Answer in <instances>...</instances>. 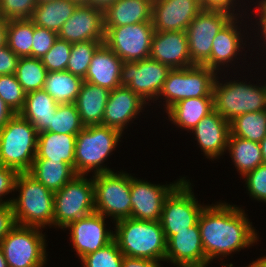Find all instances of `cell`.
<instances>
[{
    "instance_id": "obj_1",
    "label": "cell",
    "mask_w": 266,
    "mask_h": 267,
    "mask_svg": "<svg viewBox=\"0 0 266 267\" xmlns=\"http://www.w3.org/2000/svg\"><path fill=\"white\" fill-rule=\"evenodd\" d=\"M245 216L241 208L227 203L203 208L197 223L208 263L214 257H225L257 241V234Z\"/></svg>"
},
{
    "instance_id": "obj_2",
    "label": "cell",
    "mask_w": 266,
    "mask_h": 267,
    "mask_svg": "<svg viewBox=\"0 0 266 267\" xmlns=\"http://www.w3.org/2000/svg\"><path fill=\"white\" fill-rule=\"evenodd\" d=\"M115 223L114 240L124 256L165 260L167 239L160 221L125 218Z\"/></svg>"
},
{
    "instance_id": "obj_3",
    "label": "cell",
    "mask_w": 266,
    "mask_h": 267,
    "mask_svg": "<svg viewBox=\"0 0 266 267\" xmlns=\"http://www.w3.org/2000/svg\"><path fill=\"white\" fill-rule=\"evenodd\" d=\"M15 189H20L19 198L12 206L17 225L43 228L53 224L54 192L44 187L28 172H19Z\"/></svg>"
},
{
    "instance_id": "obj_4",
    "label": "cell",
    "mask_w": 266,
    "mask_h": 267,
    "mask_svg": "<svg viewBox=\"0 0 266 267\" xmlns=\"http://www.w3.org/2000/svg\"><path fill=\"white\" fill-rule=\"evenodd\" d=\"M38 132L19 113L0 129V164L28 172L36 157Z\"/></svg>"
},
{
    "instance_id": "obj_5",
    "label": "cell",
    "mask_w": 266,
    "mask_h": 267,
    "mask_svg": "<svg viewBox=\"0 0 266 267\" xmlns=\"http://www.w3.org/2000/svg\"><path fill=\"white\" fill-rule=\"evenodd\" d=\"M121 134L120 131L102 124L84 127L76 135L75 173L85 175L94 169V174L113 172L100 164L115 149Z\"/></svg>"
},
{
    "instance_id": "obj_6",
    "label": "cell",
    "mask_w": 266,
    "mask_h": 267,
    "mask_svg": "<svg viewBox=\"0 0 266 267\" xmlns=\"http://www.w3.org/2000/svg\"><path fill=\"white\" fill-rule=\"evenodd\" d=\"M216 73L205 65L171 69L159 93L166 100V111L181 100L213 97Z\"/></svg>"
},
{
    "instance_id": "obj_7",
    "label": "cell",
    "mask_w": 266,
    "mask_h": 267,
    "mask_svg": "<svg viewBox=\"0 0 266 267\" xmlns=\"http://www.w3.org/2000/svg\"><path fill=\"white\" fill-rule=\"evenodd\" d=\"M213 85L214 110L228 122L239 115L266 110V84L257 87L245 82L219 83Z\"/></svg>"
},
{
    "instance_id": "obj_8",
    "label": "cell",
    "mask_w": 266,
    "mask_h": 267,
    "mask_svg": "<svg viewBox=\"0 0 266 267\" xmlns=\"http://www.w3.org/2000/svg\"><path fill=\"white\" fill-rule=\"evenodd\" d=\"M95 212L93 179L75 175L61 190L54 192L53 225L62 229L69 223Z\"/></svg>"
},
{
    "instance_id": "obj_9",
    "label": "cell",
    "mask_w": 266,
    "mask_h": 267,
    "mask_svg": "<svg viewBox=\"0 0 266 267\" xmlns=\"http://www.w3.org/2000/svg\"><path fill=\"white\" fill-rule=\"evenodd\" d=\"M95 212L118 221L131 218V176L126 173H98L93 176Z\"/></svg>"
},
{
    "instance_id": "obj_10",
    "label": "cell",
    "mask_w": 266,
    "mask_h": 267,
    "mask_svg": "<svg viewBox=\"0 0 266 267\" xmlns=\"http://www.w3.org/2000/svg\"><path fill=\"white\" fill-rule=\"evenodd\" d=\"M45 239L39 228L16 225L1 241L8 267H43Z\"/></svg>"
},
{
    "instance_id": "obj_11",
    "label": "cell",
    "mask_w": 266,
    "mask_h": 267,
    "mask_svg": "<svg viewBox=\"0 0 266 267\" xmlns=\"http://www.w3.org/2000/svg\"><path fill=\"white\" fill-rule=\"evenodd\" d=\"M190 185L183 179L164 201L160 223L167 240L177 231L194 226L204 208L196 201Z\"/></svg>"
},
{
    "instance_id": "obj_12",
    "label": "cell",
    "mask_w": 266,
    "mask_h": 267,
    "mask_svg": "<svg viewBox=\"0 0 266 267\" xmlns=\"http://www.w3.org/2000/svg\"><path fill=\"white\" fill-rule=\"evenodd\" d=\"M155 33L152 22L105 27L104 43L123 61H140L150 56Z\"/></svg>"
},
{
    "instance_id": "obj_13",
    "label": "cell",
    "mask_w": 266,
    "mask_h": 267,
    "mask_svg": "<svg viewBox=\"0 0 266 267\" xmlns=\"http://www.w3.org/2000/svg\"><path fill=\"white\" fill-rule=\"evenodd\" d=\"M223 10L203 9L185 30L193 64L202 65L211 55L212 41L234 17Z\"/></svg>"
},
{
    "instance_id": "obj_14",
    "label": "cell",
    "mask_w": 266,
    "mask_h": 267,
    "mask_svg": "<svg viewBox=\"0 0 266 267\" xmlns=\"http://www.w3.org/2000/svg\"><path fill=\"white\" fill-rule=\"evenodd\" d=\"M171 68L148 57L140 61L123 62L120 86H126L144 100L158 99Z\"/></svg>"
},
{
    "instance_id": "obj_15",
    "label": "cell",
    "mask_w": 266,
    "mask_h": 267,
    "mask_svg": "<svg viewBox=\"0 0 266 267\" xmlns=\"http://www.w3.org/2000/svg\"><path fill=\"white\" fill-rule=\"evenodd\" d=\"M182 180L183 178L169 186H161L131 176V218L144 221H160L166 197Z\"/></svg>"
},
{
    "instance_id": "obj_16",
    "label": "cell",
    "mask_w": 266,
    "mask_h": 267,
    "mask_svg": "<svg viewBox=\"0 0 266 267\" xmlns=\"http://www.w3.org/2000/svg\"><path fill=\"white\" fill-rule=\"evenodd\" d=\"M58 38L71 44L84 41H104V13L88 4H79L62 25Z\"/></svg>"
},
{
    "instance_id": "obj_17",
    "label": "cell",
    "mask_w": 266,
    "mask_h": 267,
    "mask_svg": "<svg viewBox=\"0 0 266 267\" xmlns=\"http://www.w3.org/2000/svg\"><path fill=\"white\" fill-rule=\"evenodd\" d=\"M202 10L200 0H153L154 30L156 32L185 31Z\"/></svg>"
},
{
    "instance_id": "obj_18",
    "label": "cell",
    "mask_w": 266,
    "mask_h": 267,
    "mask_svg": "<svg viewBox=\"0 0 266 267\" xmlns=\"http://www.w3.org/2000/svg\"><path fill=\"white\" fill-rule=\"evenodd\" d=\"M104 218L103 215L93 212L65 227L70 229L72 245L80 259L114 240L113 231L105 228Z\"/></svg>"
},
{
    "instance_id": "obj_19",
    "label": "cell",
    "mask_w": 266,
    "mask_h": 267,
    "mask_svg": "<svg viewBox=\"0 0 266 267\" xmlns=\"http://www.w3.org/2000/svg\"><path fill=\"white\" fill-rule=\"evenodd\" d=\"M166 260L178 267H198L207 263L198 223L189 230L177 231L167 240Z\"/></svg>"
},
{
    "instance_id": "obj_20",
    "label": "cell",
    "mask_w": 266,
    "mask_h": 267,
    "mask_svg": "<svg viewBox=\"0 0 266 267\" xmlns=\"http://www.w3.org/2000/svg\"><path fill=\"white\" fill-rule=\"evenodd\" d=\"M150 58L171 69L193 66L185 31L156 32L153 35Z\"/></svg>"
},
{
    "instance_id": "obj_21",
    "label": "cell",
    "mask_w": 266,
    "mask_h": 267,
    "mask_svg": "<svg viewBox=\"0 0 266 267\" xmlns=\"http://www.w3.org/2000/svg\"><path fill=\"white\" fill-rule=\"evenodd\" d=\"M146 101L126 86H119L110 92L104 109L102 125L121 133L127 122L136 118Z\"/></svg>"
},
{
    "instance_id": "obj_22",
    "label": "cell",
    "mask_w": 266,
    "mask_h": 267,
    "mask_svg": "<svg viewBox=\"0 0 266 267\" xmlns=\"http://www.w3.org/2000/svg\"><path fill=\"white\" fill-rule=\"evenodd\" d=\"M191 130L205 155L211 159L222 155L228 147L229 122L215 110L203 117Z\"/></svg>"
},
{
    "instance_id": "obj_23",
    "label": "cell",
    "mask_w": 266,
    "mask_h": 267,
    "mask_svg": "<svg viewBox=\"0 0 266 267\" xmlns=\"http://www.w3.org/2000/svg\"><path fill=\"white\" fill-rule=\"evenodd\" d=\"M122 64L123 61L102 43L93 54L83 80L112 91L120 86Z\"/></svg>"
},
{
    "instance_id": "obj_24",
    "label": "cell",
    "mask_w": 266,
    "mask_h": 267,
    "mask_svg": "<svg viewBox=\"0 0 266 267\" xmlns=\"http://www.w3.org/2000/svg\"><path fill=\"white\" fill-rule=\"evenodd\" d=\"M153 0H118L104 13V27L152 22Z\"/></svg>"
},
{
    "instance_id": "obj_25",
    "label": "cell",
    "mask_w": 266,
    "mask_h": 267,
    "mask_svg": "<svg viewBox=\"0 0 266 267\" xmlns=\"http://www.w3.org/2000/svg\"><path fill=\"white\" fill-rule=\"evenodd\" d=\"M110 90L84 81L74 104L83 125H100L103 121L104 109Z\"/></svg>"
},
{
    "instance_id": "obj_26",
    "label": "cell",
    "mask_w": 266,
    "mask_h": 267,
    "mask_svg": "<svg viewBox=\"0 0 266 267\" xmlns=\"http://www.w3.org/2000/svg\"><path fill=\"white\" fill-rule=\"evenodd\" d=\"M76 135L53 132H39L35 159L64 161L75 171Z\"/></svg>"
},
{
    "instance_id": "obj_27",
    "label": "cell",
    "mask_w": 266,
    "mask_h": 267,
    "mask_svg": "<svg viewBox=\"0 0 266 267\" xmlns=\"http://www.w3.org/2000/svg\"><path fill=\"white\" fill-rule=\"evenodd\" d=\"M235 16L223 27V29L214 37L210 57L202 64L216 71L220 65H224L237 56L241 46L239 31L235 25L237 22Z\"/></svg>"
},
{
    "instance_id": "obj_28",
    "label": "cell",
    "mask_w": 266,
    "mask_h": 267,
    "mask_svg": "<svg viewBox=\"0 0 266 267\" xmlns=\"http://www.w3.org/2000/svg\"><path fill=\"white\" fill-rule=\"evenodd\" d=\"M59 104L44 90L26 93L25 104L19 114L29 121L37 130L44 132L49 129L52 114Z\"/></svg>"
},
{
    "instance_id": "obj_29",
    "label": "cell",
    "mask_w": 266,
    "mask_h": 267,
    "mask_svg": "<svg viewBox=\"0 0 266 267\" xmlns=\"http://www.w3.org/2000/svg\"><path fill=\"white\" fill-rule=\"evenodd\" d=\"M28 173L53 192L61 190L77 175L70 164L48 159H34Z\"/></svg>"
},
{
    "instance_id": "obj_30",
    "label": "cell",
    "mask_w": 266,
    "mask_h": 267,
    "mask_svg": "<svg viewBox=\"0 0 266 267\" xmlns=\"http://www.w3.org/2000/svg\"><path fill=\"white\" fill-rule=\"evenodd\" d=\"M214 111L213 97L188 98L174 104L167 112L169 119L187 130L193 129L198 122Z\"/></svg>"
},
{
    "instance_id": "obj_31",
    "label": "cell",
    "mask_w": 266,
    "mask_h": 267,
    "mask_svg": "<svg viewBox=\"0 0 266 267\" xmlns=\"http://www.w3.org/2000/svg\"><path fill=\"white\" fill-rule=\"evenodd\" d=\"M78 5L79 3L74 0L38 3L30 20L38 27L58 33Z\"/></svg>"
},
{
    "instance_id": "obj_32",
    "label": "cell",
    "mask_w": 266,
    "mask_h": 267,
    "mask_svg": "<svg viewBox=\"0 0 266 267\" xmlns=\"http://www.w3.org/2000/svg\"><path fill=\"white\" fill-rule=\"evenodd\" d=\"M84 80L68 71L48 72L44 90L58 103H74Z\"/></svg>"
},
{
    "instance_id": "obj_33",
    "label": "cell",
    "mask_w": 266,
    "mask_h": 267,
    "mask_svg": "<svg viewBox=\"0 0 266 267\" xmlns=\"http://www.w3.org/2000/svg\"><path fill=\"white\" fill-rule=\"evenodd\" d=\"M227 149L231 154L235 167H237L242 176H245L263 163L259 143L230 134Z\"/></svg>"
},
{
    "instance_id": "obj_34",
    "label": "cell",
    "mask_w": 266,
    "mask_h": 267,
    "mask_svg": "<svg viewBox=\"0 0 266 267\" xmlns=\"http://www.w3.org/2000/svg\"><path fill=\"white\" fill-rule=\"evenodd\" d=\"M33 35L30 19L7 21L5 43L18 57H31Z\"/></svg>"
},
{
    "instance_id": "obj_35",
    "label": "cell",
    "mask_w": 266,
    "mask_h": 267,
    "mask_svg": "<svg viewBox=\"0 0 266 267\" xmlns=\"http://www.w3.org/2000/svg\"><path fill=\"white\" fill-rule=\"evenodd\" d=\"M229 125L233 136L260 143L266 136V110L239 115Z\"/></svg>"
},
{
    "instance_id": "obj_36",
    "label": "cell",
    "mask_w": 266,
    "mask_h": 267,
    "mask_svg": "<svg viewBox=\"0 0 266 267\" xmlns=\"http://www.w3.org/2000/svg\"><path fill=\"white\" fill-rule=\"evenodd\" d=\"M47 73L40 58L20 57L15 76L24 91L29 93L44 88Z\"/></svg>"
},
{
    "instance_id": "obj_37",
    "label": "cell",
    "mask_w": 266,
    "mask_h": 267,
    "mask_svg": "<svg viewBox=\"0 0 266 267\" xmlns=\"http://www.w3.org/2000/svg\"><path fill=\"white\" fill-rule=\"evenodd\" d=\"M80 115L74 103L59 104L52 114L48 132L77 135L84 129Z\"/></svg>"
},
{
    "instance_id": "obj_38",
    "label": "cell",
    "mask_w": 266,
    "mask_h": 267,
    "mask_svg": "<svg viewBox=\"0 0 266 267\" xmlns=\"http://www.w3.org/2000/svg\"><path fill=\"white\" fill-rule=\"evenodd\" d=\"M102 43L104 41H84L72 44L66 71L84 79L92 56Z\"/></svg>"
},
{
    "instance_id": "obj_39",
    "label": "cell",
    "mask_w": 266,
    "mask_h": 267,
    "mask_svg": "<svg viewBox=\"0 0 266 267\" xmlns=\"http://www.w3.org/2000/svg\"><path fill=\"white\" fill-rule=\"evenodd\" d=\"M124 255L115 240L105 247L84 256L81 261L84 267H122Z\"/></svg>"
},
{
    "instance_id": "obj_40",
    "label": "cell",
    "mask_w": 266,
    "mask_h": 267,
    "mask_svg": "<svg viewBox=\"0 0 266 267\" xmlns=\"http://www.w3.org/2000/svg\"><path fill=\"white\" fill-rule=\"evenodd\" d=\"M0 97L15 113L23 109L26 92L15 74L0 75Z\"/></svg>"
},
{
    "instance_id": "obj_41",
    "label": "cell",
    "mask_w": 266,
    "mask_h": 267,
    "mask_svg": "<svg viewBox=\"0 0 266 267\" xmlns=\"http://www.w3.org/2000/svg\"><path fill=\"white\" fill-rule=\"evenodd\" d=\"M72 44L57 38L51 49L40 59L48 72L66 71Z\"/></svg>"
},
{
    "instance_id": "obj_42",
    "label": "cell",
    "mask_w": 266,
    "mask_h": 267,
    "mask_svg": "<svg viewBox=\"0 0 266 267\" xmlns=\"http://www.w3.org/2000/svg\"><path fill=\"white\" fill-rule=\"evenodd\" d=\"M37 0H0V16L5 20L31 19Z\"/></svg>"
},
{
    "instance_id": "obj_43",
    "label": "cell",
    "mask_w": 266,
    "mask_h": 267,
    "mask_svg": "<svg viewBox=\"0 0 266 267\" xmlns=\"http://www.w3.org/2000/svg\"><path fill=\"white\" fill-rule=\"evenodd\" d=\"M58 38V33L34 25V35L31 47V57L41 58L53 46Z\"/></svg>"
},
{
    "instance_id": "obj_44",
    "label": "cell",
    "mask_w": 266,
    "mask_h": 267,
    "mask_svg": "<svg viewBox=\"0 0 266 267\" xmlns=\"http://www.w3.org/2000/svg\"><path fill=\"white\" fill-rule=\"evenodd\" d=\"M245 181L250 196L266 202V164L262 163L253 171L248 172L245 175Z\"/></svg>"
},
{
    "instance_id": "obj_45",
    "label": "cell",
    "mask_w": 266,
    "mask_h": 267,
    "mask_svg": "<svg viewBox=\"0 0 266 267\" xmlns=\"http://www.w3.org/2000/svg\"><path fill=\"white\" fill-rule=\"evenodd\" d=\"M17 174L18 172L15 169L0 164V204H12V199L5 202L1 199V196L15 190Z\"/></svg>"
},
{
    "instance_id": "obj_46",
    "label": "cell",
    "mask_w": 266,
    "mask_h": 267,
    "mask_svg": "<svg viewBox=\"0 0 266 267\" xmlns=\"http://www.w3.org/2000/svg\"><path fill=\"white\" fill-rule=\"evenodd\" d=\"M20 57L6 43L0 47V75L15 74Z\"/></svg>"
},
{
    "instance_id": "obj_47",
    "label": "cell",
    "mask_w": 266,
    "mask_h": 267,
    "mask_svg": "<svg viewBox=\"0 0 266 267\" xmlns=\"http://www.w3.org/2000/svg\"><path fill=\"white\" fill-rule=\"evenodd\" d=\"M16 225L12 204H0V243Z\"/></svg>"
},
{
    "instance_id": "obj_48",
    "label": "cell",
    "mask_w": 266,
    "mask_h": 267,
    "mask_svg": "<svg viewBox=\"0 0 266 267\" xmlns=\"http://www.w3.org/2000/svg\"><path fill=\"white\" fill-rule=\"evenodd\" d=\"M235 0H200L202 9L223 10L229 13Z\"/></svg>"
},
{
    "instance_id": "obj_49",
    "label": "cell",
    "mask_w": 266,
    "mask_h": 267,
    "mask_svg": "<svg viewBox=\"0 0 266 267\" xmlns=\"http://www.w3.org/2000/svg\"><path fill=\"white\" fill-rule=\"evenodd\" d=\"M159 261L145 258L123 257L122 267H160Z\"/></svg>"
},
{
    "instance_id": "obj_50",
    "label": "cell",
    "mask_w": 266,
    "mask_h": 267,
    "mask_svg": "<svg viewBox=\"0 0 266 267\" xmlns=\"http://www.w3.org/2000/svg\"><path fill=\"white\" fill-rule=\"evenodd\" d=\"M15 112L0 97V129L14 116Z\"/></svg>"
},
{
    "instance_id": "obj_51",
    "label": "cell",
    "mask_w": 266,
    "mask_h": 267,
    "mask_svg": "<svg viewBox=\"0 0 266 267\" xmlns=\"http://www.w3.org/2000/svg\"><path fill=\"white\" fill-rule=\"evenodd\" d=\"M258 7H260L259 8V13L261 14V15L258 14L260 16V18H259L260 24L259 25H261V27H262L261 28L262 29L261 34L263 33L262 34L263 38H265V40H266V0L260 1Z\"/></svg>"
},
{
    "instance_id": "obj_52",
    "label": "cell",
    "mask_w": 266,
    "mask_h": 267,
    "mask_svg": "<svg viewBox=\"0 0 266 267\" xmlns=\"http://www.w3.org/2000/svg\"><path fill=\"white\" fill-rule=\"evenodd\" d=\"M118 0H90L87 4L103 12Z\"/></svg>"
},
{
    "instance_id": "obj_53",
    "label": "cell",
    "mask_w": 266,
    "mask_h": 267,
    "mask_svg": "<svg viewBox=\"0 0 266 267\" xmlns=\"http://www.w3.org/2000/svg\"><path fill=\"white\" fill-rule=\"evenodd\" d=\"M7 20L0 16V47L5 44Z\"/></svg>"
},
{
    "instance_id": "obj_54",
    "label": "cell",
    "mask_w": 266,
    "mask_h": 267,
    "mask_svg": "<svg viewBox=\"0 0 266 267\" xmlns=\"http://www.w3.org/2000/svg\"><path fill=\"white\" fill-rule=\"evenodd\" d=\"M248 267H266V257L253 261Z\"/></svg>"
},
{
    "instance_id": "obj_55",
    "label": "cell",
    "mask_w": 266,
    "mask_h": 267,
    "mask_svg": "<svg viewBox=\"0 0 266 267\" xmlns=\"http://www.w3.org/2000/svg\"><path fill=\"white\" fill-rule=\"evenodd\" d=\"M262 152L263 163L266 164V136L259 143Z\"/></svg>"
},
{
    "instance_id": "obj_56",
    "label": "cell",
    "mask_w": 266,
    "mask_h": 267,
    "mask_svg": "<svg viewBox=\"0 0 266 267\" xmlns=\"http://www.w3.org/2000/svg\"><path fill=\"white\" fill-rule=\"evenodd\" d=\"M0 267H8L2 248L0 247Z\"/></svg>"
},
{
    "instance_id": "obj_57",
    "label": "cell",
    "mask_w": 266,
    "mask_h": 267,
    "mask_svg": "<svg viewBox=\"0 0 266 267\" xmlns=\"http://www.w3.org/2000/svg\"><path fill=\"white\" fill-rule=\"evenodd\" d=\"M78 2L79 4H87L90 0H74Z\"/></svg>"
},
{
    "instance_id": "obj_58",
    "label": "cell",
    "mask_w": 266,
    "mask_h": 267,
    "mask_svg": "<svg viewBox=\"0 0 266 267\" xmlns=\"http://www.w3.org/2000/svg\"><path fill=\"white\" fill-rule=\"evenodd\" d=\"M55 0H37V3H45V2H52Z\"/></svg>"
},
{
    "instance_id": "obj_59",
    "label": "cell",
    "mask_w": 266,
    "mask_h": 267,
    "mask_svg": "<svg viewBox=\"0 0 266 267\" xmlns=\"http://www.w3.org/2000/svg\"><path fill=\"white\" fill-rule=\"evenodd\" d=\"M206 266H208V262L207 263H205V264H203V265H201V266H198V267H206ZM233 266V264H230V265H228V266H226V267H232ZM225 267V266H224Z\"/></svg>"
}]
</instances>
